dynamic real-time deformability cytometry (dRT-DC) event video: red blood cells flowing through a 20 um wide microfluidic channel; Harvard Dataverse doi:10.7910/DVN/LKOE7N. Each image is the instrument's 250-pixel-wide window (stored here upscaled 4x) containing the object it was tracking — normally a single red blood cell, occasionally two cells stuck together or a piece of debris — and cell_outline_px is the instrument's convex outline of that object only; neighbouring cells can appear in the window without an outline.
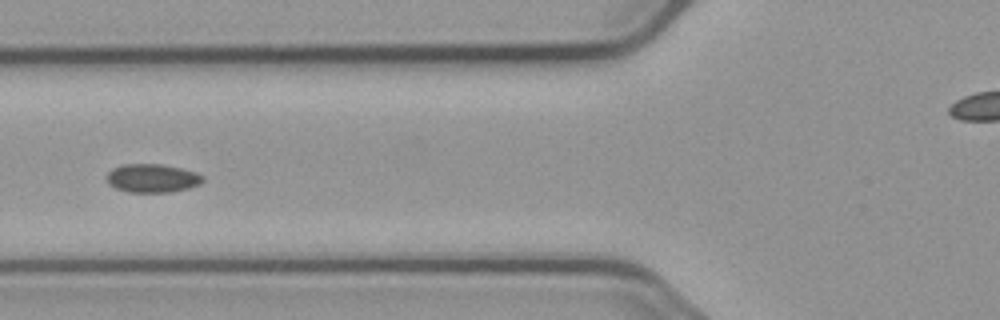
{"species": "common noctule bat (a hibernating species)", "species_latin": "Nyctalus noctula", "temperature_condition": "cold", "stored_images_in_passage": 5, "camera_frame_rate_fps": 3000, "um_per_image_px": 0.085, "animal": {"sex": "male", "body_mass_g": 23.1, "forearm_length_mm": 52.7}, "frame": {"image": 1, "passage_image": 5, "time_ms": 4.667, "image_size_px": [1000, 320], "cell_outline_px": [[204, 180], [200, 184], [188, 188], [172, 192], [128, 192], [116, 188], [108, 184], [108, 172], [112, 168], [124, 164], [160, 164], [180, 168], [196, 172], [204, 176]], "centroid_in_image_um": [12.96, 15.15], "position_along_channel_um": 112.8, "area_um2": 15.95}}